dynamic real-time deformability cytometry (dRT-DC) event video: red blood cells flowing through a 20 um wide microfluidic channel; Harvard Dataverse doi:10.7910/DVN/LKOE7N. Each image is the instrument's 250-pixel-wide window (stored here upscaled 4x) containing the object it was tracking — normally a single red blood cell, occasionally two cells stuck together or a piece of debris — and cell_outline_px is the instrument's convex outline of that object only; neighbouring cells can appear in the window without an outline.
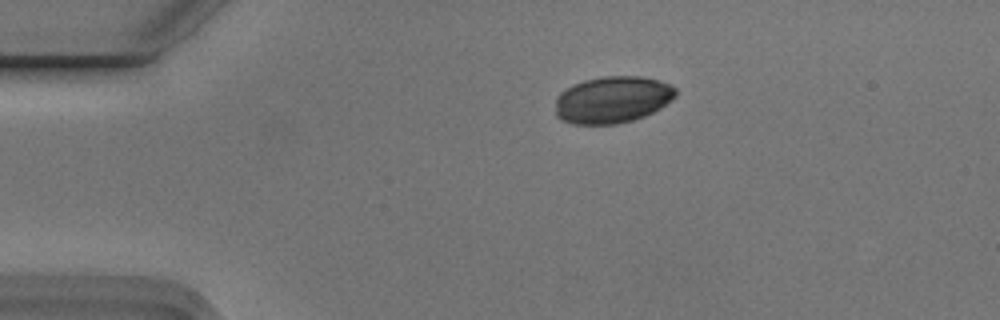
{"species": "Egyptian fruit bat (a non-hibernating species)", "species_latin": "Rousettus aegyptiacus", "temperature_condition": "cold", "stored_images_in_passage": 3, "camera_frame_rate_fps": 3000, "um_per_image_px": 0.085, "animal": {"sex": "male"}, "frame": {"image": 1, "passage_image": 1, "time_ms": 0.0, "image_size_px": [1000, 320], "cell_outline_px": [[676, 96], [672, 100], [660, 108], [644, 116], [632, 120], [616, 124], [572, 124], [560, 120], [556, 116], [556, 96], [560, 92], [572, 84], [584, 80], [604, 76], [640, 76], [660, 80], [676, 88]], "centroid_in_image_um": [52.03, 8.47], "position_along_channel_um": 33.0, "area_um2": 33.06}}
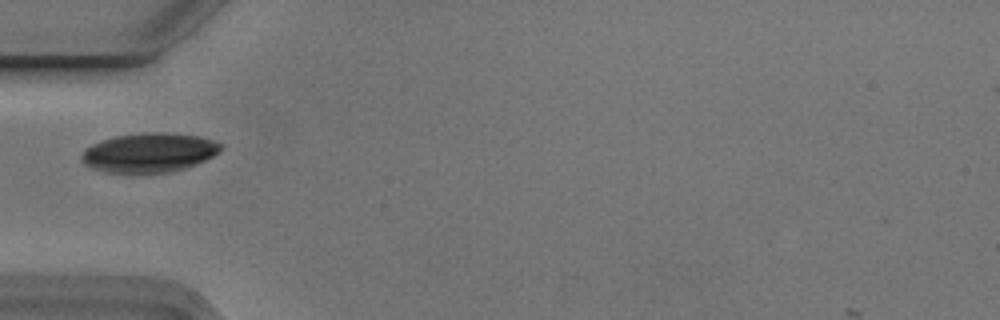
{"frame": {"image": 2, "passage_image": 3, "time_ms": 0.667, "image_size_px": [1000, 320], "cell_outline_px": [[220, 148], [212, 156], [196, 164], [184, 168], [168, 172], [104, 172], [92, 168], [84, 164], [80, 160], [80, 156], [84, 148], [100, 140], [116, 136], [144, 132], [164, 132], [200, 136], [212, 140], [220, 144]], "centroid_in_image_um": [12.6, 12.96], "position_along_channel_um": 72.4, "area_um2": 31.67}}